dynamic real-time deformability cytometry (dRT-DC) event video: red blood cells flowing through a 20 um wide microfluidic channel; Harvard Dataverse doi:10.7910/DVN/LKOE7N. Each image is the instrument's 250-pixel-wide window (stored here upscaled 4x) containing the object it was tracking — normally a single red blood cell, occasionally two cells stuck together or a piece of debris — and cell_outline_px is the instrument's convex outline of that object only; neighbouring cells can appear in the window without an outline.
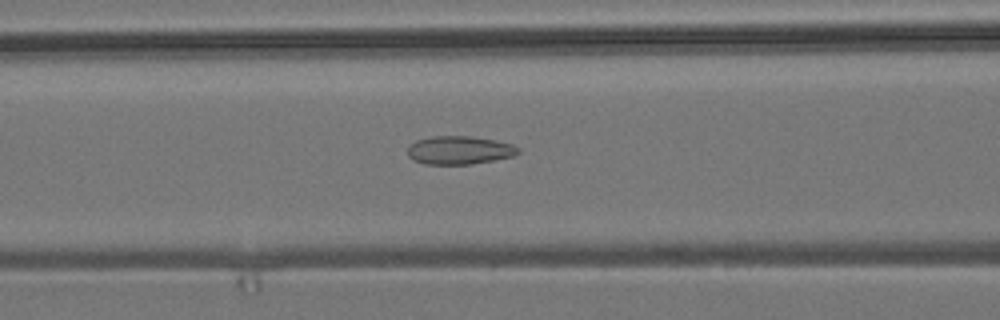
{"species": "common noctule bat (a hibernating species)", "species_latin": "Nyctalus noctula", "temperature_condition": "room temperature", "stored_images_in_passage": 15, "camera_frame_rate_fps": 3000, "um_per_image_px": 0.085, "animal": {"sex": "male", "body_mass_g": 19.2, "forearm_length_mm": 51.8}, "frame": {"image": 1, "passage_image": 8, "time_ms": 2.333, "image_size_px": [1000, 320], "cell_outline_px": [[520, 152], [512, 156], [472, 164], [424, 164], [412, 160], [408, 156], [408, 144], [416, 140], [432, 136], [472, 136], [496, 140], [512, 144], [520, 148]], "centroid_in_image_um": [39.02, 12.76], "position_along_channel_um": 127.6, "area_um2": 18.38}}
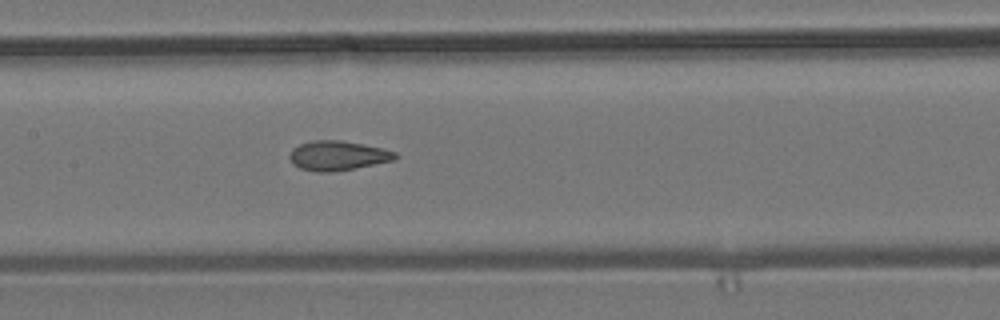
{"frame": {"image": 2, "passage_image": 12, "time_ms": 3.667, "image_size_px": [1000, 320], "cell_outline_px": [[400, 156], [396, 160], [356, 168], [328, 172], [316, 172], [300, 168], [292, 164], [288, 156], [292, 148], [300, 144], [312, 140], [340, 140], [384, 148], [396, 152]], "centroid_in_image_um": [28.72, 13.23], "position_along_channel_um": 178.7, "area_um2": 18.44}}
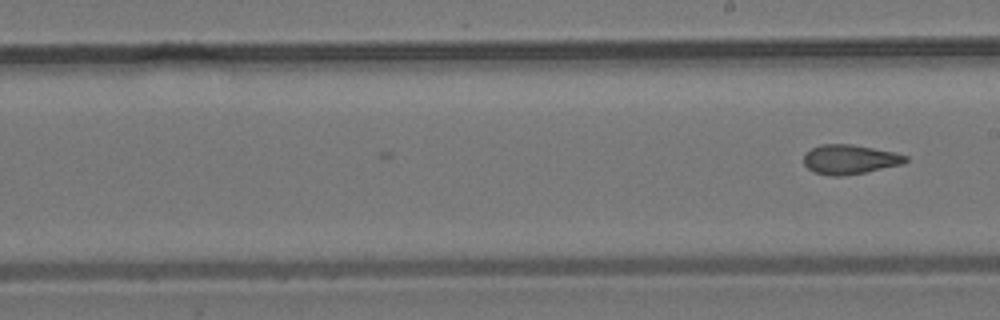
{"frame": {"image": 3, "passage_image": 15, "time_ms": 4.667, "image_size_px": [1000, 320], "cell_outline_px": [[908, 160], [900, 164], [864, 172], [840, 176], [832, 176], [812, 172], [804, 164], [804, 152], [820, 144], [852, 144], [896, 152], [908, 156]], "centroid_in_image_um": [72.19, 13.53], "position_along_channel_um": 216.8, "area_um2": 17.46}}